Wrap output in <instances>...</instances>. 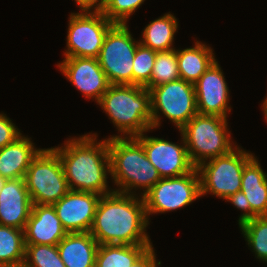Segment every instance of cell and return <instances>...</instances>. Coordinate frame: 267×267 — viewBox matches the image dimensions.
Returning a JSON list of instances; mask_svg holds the SVG:
<instances>
[{"label":"cell","instance_id":"6da1fadb","mask_svg":"<svg viewBox=\"0 0 267 267\" xmlns=\"http://www.w3.org/2000/svg\"><path fill=\"white\" fill-rule=\"evenodd\" d=\"M148 225L143 196L113 191L101 196L89 233L99 245H152Z\"/></svg>","mask_w":267,"mask_h":267},{"label":"cell","instance_id":"7a4b0ae2","mask_svg":"<svg viewBox=\"0 0 267 267\" xmlns=\"http://www.w3.org/2000/svg\"><path fill=\"white\" fill-rule=\"evenodd\" d=\"M96 133L72 137L64 146L52 147L59 155L70 190L109 194L110 155L108 138L97 142Z\"/></svg>","mask_w":267,"mask_h":267},{"label":"cell","instance_id":"3957f363","mask_svg":"<svg viewBox=\"0 0 267 267\" xmlns=\"http://www.w3.org/2000/svg\"><path fill=\"white\" fill-rule=\"evenodd\" d=\"M108 149L111 179L118 187L114 191L136 195L137 188L143 190L139 194L143 196L161 179L143 145L135 137H109Z\"/></svg>","mask_w":267,"mask_h":267},{"label":"cell","instance_id":"277c9868","mask_svg":"<svg viewBox=\"0 0 267 267\" xmlns=\"http://www.w3.org/2000/svg\"><path fill=\"white\" fill-rule=\"evenodd\" d=\"M122 134L137 137L152 129L151 93L139 85H110L97 102Z\"/></svg>","mask_w":267,"mask_h":267},{"label":"cell","instance_id":"5b68a950","mask_svg":"<svg viewBox=\"0 0 267 267\" xmlns=\"http://www.w3.org/2000/svg\"><path fill=\"white\" fill-rule=\"evenodd\" d=\"M227 118L197 113L183 128L182 134L192 165L225 155L237 145L231 140Z\"/></svg>","mask_w":267,"mask_h":267},{"label":"cell","instance_id":"8992f818","mask_svg":"<svg viewBox=\"0 0 267 267\" xmlns=\"http://www.w3.org/2000/svg\"><path fill=\"white\" fill-rule=\"evenodd\" d=\"M24 180L33 204L53 205L70 191L59 155L52 147L41 149L33 158Z\"/></svg>","mask_w":267,"mask_h":267},{"label":"cell","instance_id":"52a82bcc","mask_svg":"<svg viewBox=\"0 0 267 267\" xmlns=\"http://www.w3.org/2000/svg\"><path fill=\"white\" fill-rule=\"evenodd\" d=\"M254 155L236 146L229 153L210 159L197 168L200 177L201 197L207 193L221 199L241 190L245 164Z\"/></svg>","mask_w":267,"mask_h":267},{"label":"cell","instance_id":"ba28073f","mask_svg":"<svg viewBox=\"0 0 267 267\" xmlns=\"http://www.w3.org/2000/svg\"><path fill=\"white\" fill-rule=\"evenodd\" d=\"M151 114L152 129L161 124V113L176 125L183 128L197 113L195 86L183 79L152 87Z\"/></svg>","mask_w":267,"mask_h":267},{"label":"cell","instance_id":"9c48e42d","mask_svg":"<svg viewBox=\"0 0 267 267\" xmlns=\"http://www.w3.org/2000/svg\"><path fill=\"white\" fill-rule=\"evenodd\" d=\"M138 44L127 24H114L107 32L97 59L111 85H132Z\"/></svg>","mask_w":267,"mask_h":267},{"label":"cell","instance_id":"30bf717a","mask_svg":"<svg viewBox=\"0 0 267 267\" xmlns=\"http://www.w3.org/2000/svg\"><path fill=\"white\" fill-rule=\"evenodd\" d=\"M200 197L197 168L181 176L161 178L143 195L148 220L153 213H165L186 207Z\"/></svg>","mask_w":267,"mask_h":267},{"label":"cell","instance_id":"8fae6325","mask_svg":"<svg viewBox=\"0 0 267 267\" xmlns=\"http://www.w3.org/2000/svg\"><path fill=\"white\" fill-rule=\"evenodd\" d=\"M114 25L102 12L71 13L65 57L98 58L104 38Z\"/></svg>","mask_w":267,"mask_h":267},{"label":"cell","instance_id":"7c38bea8","mask_svg":"<svg viewBox=\"0 0 267 267\" xmlns=\"http://www.w3.org/2000/svg\"><path fill=\"white\" fill-rule=\"evenodd\" d=\"M135 138L143 145L149 161L161 178L188 174L195 168L189 159L182 134V145L158 137H148L144 133Z\"/></svg>","mask_w":267,"mask_h":267},{"label":"cell","instance_id":"4fadbf2b","mask_svg":"<svg viewBox=\"0 0 267 267\" xmlns=\"http://www.w3.org/2000/svg\"><path fill=\"white\" fill-rule=\"evenodd\" d=\"M57 67L87 99L98 102L111 85L97 58L65 57Z\"/></svg>","mask_w":267,"mask_h":267},{"label":"cell","instance_id":"5bb4252c","mask_svg":"<svg viewBox=\"0 0 267 267\" xmlns=\"http://www.w3.org/2000/svg\"><path fill=\"white\" fill-rule=\"evenodd\" d=\"M224 77L220 64L215 60L194 84L199 114L227 118L231 107L229 88Z\"/></svg>","mask_w":267,"mask_h":267},{"label":"cell","instance_id":"9a60e30c","mask_svg":"<svg viewBox=\"0 0 267 267\" xmlns=\"http://www.w3.org/2000/svg\"><path fill=\"white\" fill-rule=\"evenodd\" d=\"M101 195L70 190L53 204L57 217L67 233L89 232Z\"/></svg>","mask_w":267,"mask_h":267},{"label":"cell","instance_id":"2e32d148","mask_svg":"<svg viewBox=\"0 0 267 267\" xmlns=\"http://www.w3.org/2000/svg\"><path fill=\"white\" fill-rule=\"evenodd\" d=\"M32 206L24 178L6 179L0 191V225L24 230Z\"/></svg>","mask_w":267,"mask_h":267},{"label":"cell","instance_id":"e0dca14e","mask_svg":"<svg viewBox=\"0 0 267 267\" xmlns=\"http://www.w3.org/2000/svg\"><path fill=\"white\" fill-rule=\"evenodd\" d=\"M66 235L53 205L33 204L24 229L25 245H57Z\"/></svg>","mask_w":267,"mask_h":267},{"label":"cell","instance_id":"ac0fdd59","mask_svg":"<svg viewBox=\"0 0 267 267\" xmlns=\"http://www.w3.org/2000/svg\"><path fill=\"white\" fill-rule=\"evenodd\" d=\"M40 150L28 136L21 135L0 149V176L5 179L24 178L31 161Z\"/></svg>","mask_w":267,"mask_h":267},{"label":"cell","instance_id":"d6986e66","mask_svg":"<svg viewBox=\"0 0 267 267\" xmlns=\"http://www.w3.org/2000/svg\"><path fill=\"white\" fill-rule=\"evenodd\" d=\"M99 244L89 232L67 233L57 244L66 267H95Z\"/></svg>","mask_w":267,"mask_h":267},{"label":"cell","instance_id":"ffe728a7","mask_svg":"<svg viewBox=\"0 0 267 267\" xmlns=\"http://www.w3.org/2000/svg\"><path fill=\"white\" fill-rule=\"evenodd\" d=\"M252 209V219L267 216V173L255 155L245 164L241 190Z\"/></svg>","mask_w":267,"mask_h":267},{"label":"cell","instance_id":"44dd1931","mask_svg":"<svg viewBox=\"0 0 267 267\" xmlns=\"http://www.w3.org/2000/svg\"><path fill=\"white\" fill-rule=\"evenodd\" d=\"M217 60L211 47L200 41L190 48L177 50L180 79L195 84L200 76Z\"/></svg>","mask_w":267,"mask_h":267},{"label":"cell","instance_id":"7402d4cb","mask_svg":"<svg viewBox=\"0 0 267 267\" xmlns=\"http://www.w3.org/2000/svg\"><path fill=\"white\" fill-rule=\"evenodd\" d=\"M178 25L176 17L166 13L146 25L139 43L157 52L174 50L172 45Z\"/></svg>","mask_w":267,"mask_h":267},{"label":"cell","instance_id":"603a6c76","mask_svg":"<svg viewBox=\"0 0 267 267\" xmlns=\"http://www.w3.org/2000/svg\"><path fill=\"white\" fill-rule=\"evenodd\" d=\"M24 257V230L0 225V267H22Z\"/></svg>","mask_w":267,"mask_h":267},{"label":"cell","instance_id":"cb8c5ba5","mask_svg":"<svg viewBox=\"0 0 267 267\" xmlns=\"http://www.w3.org/2000/svg\"><path fill=\"white\" fill-rule=\"evenodd\" d=\"M152 245H99L95 267H130Z\"/></svg>","mask_w":267,"mask_h":267},{"label":"cell","instance_id":"d4e9b609","mask_svg":"<svg viewBox=\"0 0 267 267\" xmlns=\"http://www.w3.org/2000/svg\"><path fill=\"white\" fill-rule=\"evenodd\" d=\"M239 227L255 257L267 263V216L255 217Z\"/></svg>","mask_w":267,"mask_h":267},{"label":"cell","instance_id":"484cf974","mask_svg":"<svg viewBox=\"0 0 267 267\" xmlns=\"http://www.w3.org/2000/svg\"><path fill=\"white\" fill-rule=\"evenodd\" d=\"M180 79L177 61V49L156 52V58L151 73L150 82L145 86L152 87Z\"/></svg>","mask_w":267,"mask_h":267},{"label":"cell","instance_id":"4316f807","mask_svg":"<svg viewBox=\"0 0 267 267\" xmlns=\"http://www.w3.org/2000/svg\"><path fill=\"white\" fill-rule=\"evenodd\" d=\"M22 267H66L57 245H25Z\"/></svg>","mask_w":267,"mask_h":267},{"label":"cell","instance_id":"83f0119b","mask_svg":"<svg viewBox=\"0 0 267 267\" xmlns=\"http://www.w3.org/2000/svg\"><path fill=\"white\" fill-rule=\"evenodd\" d=\"M156 52L140 43L137 45L132 67V85L145 87L150 82Z\"/></svg>","mask_w":267,"mask_h":267},{"label":"cell","instance_id":"f1b7e54d","mask_svg":"<svg viewBox=\"0 0 267 267\" xmlns=\"http://www.w3.org/2000/svg\"><path fill=\"white\" fill-rule=\"evenodd\" d=\"M145 0H109L103 14L114 24H127L129 17Z\"/></svg>","mask_w":267,"mask_h":267},{"label":"cell","instance_id":"f546056e","mask_svg":"<svg viewBox=\"0 0 267 267\" xmlns=\"http://www.w3.org/2000/svg\"><path fill=\"white\" fill-rule=\"evenodd\" d=\"M12 120L3 113H0V149L13 143L22 135Z\"/></svg>","mask_w":267,"mask_h":267},{"label":"cell","instance_id":"4dcf8cb0","mask_svg":"<svg viewBox=\"0 0 267 267\" xmlns=\"http://www.w3.org/2000/svg\"><path fill=\"white\" fill-rule=\"evenodd\" d=\"M227 202L232 203L236 208L243 211L238 219L239 226L244 222L252 219V209L246 198L245 194L242 191L236 192L233 195H230L227 199Z\"/></svg>","mask_w":267,"mask_h":267},{"label":"cell","instance_id":"1f68e13d","mask_svg":"<svg viewBox=\"0 0 267 267\" xmlns=\"http://www.w3.org/2000/svg\"><path fill=\"white\" fill-rule=\"evenodd\" d=\"M161 261H157L153 245L148 247L130 267H158Z\"/></svg>","mask_w":267,"mask_h":267},{"label":"cell","instance_id":"d6a6232c","mask_svg":"<svg viewBox=\"0 0 267 267\" xmlns=\"http://www.w3.org/2000/svg\"><path fill=\"white\" fill-rule=\"evenodd\" d=\"M81 12H104L109 0H74Z\"/></svg>","mask_w":267,"mask_h":267},{"label":"cell","instance_id":"836d02e7","mask_svg":"<svg viewBox=\"0 0 267 267\" xmlns=\"http://www.w3.org/2000/svg\"><path fill=\"white\" fill-rule=\"evenodd\" d=\"M262 109H263V113H264V118L267 122V97H265V100L262 103Z\"/></svg>","mask_w":267,"mask_h":267},{"label":"cell","instance_id":"e575fe53","mask_svg":"<svg viewBox=\"0 0 267 267\" xmlns=\"http://www.w3.org/2000/svg\"><path fill=\"white\" fill-rule=\"evenodd\" d=\"M5 181L6 179L0 176V191L3 188Z\"/></svg>","mask_w":267,"mask_h":267}]
</instances>
